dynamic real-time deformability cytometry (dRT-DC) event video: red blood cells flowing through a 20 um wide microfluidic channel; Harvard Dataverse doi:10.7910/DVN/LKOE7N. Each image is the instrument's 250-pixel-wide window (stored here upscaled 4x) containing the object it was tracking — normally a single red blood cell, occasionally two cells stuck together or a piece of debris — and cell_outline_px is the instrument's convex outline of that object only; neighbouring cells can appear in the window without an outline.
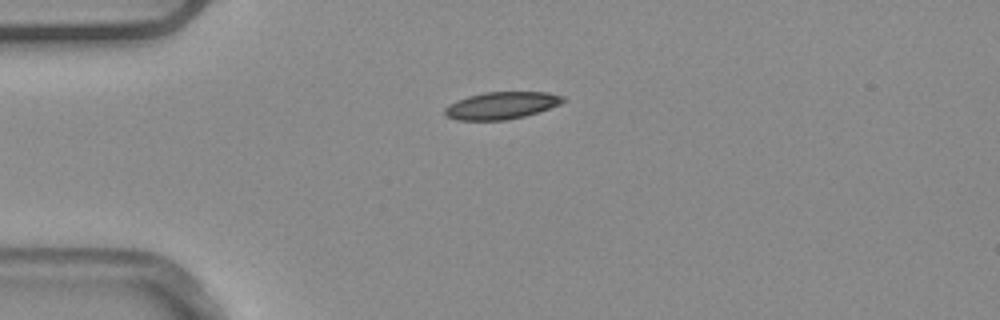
{"species": "common noctule bat (a hibernating species)", "species_latin": "Nyctalus noctula", "temperature_condition": "warm", "stored_images_in_passage": 2, "camera_frame_rate_fps": 3000, "um_per_image_px": 0.085, "animal": {"sex": "male", "body_mass_g": 20.4}, "frame": {"image": 1, "passage_image": 2, "time_ms": 0.333, "image_size_px": [1000, 320], "cell_outline_px": [[564, 100], [560, 104], [524, 116], [504, 120], [456, 120], [444, 116], [444, 108], [448, 104], [456, 100], [468, 96], [484, 92], [548, 92], [564, 96]], "centroid_in_image_um": [42.56, 8.96], "position_along_channel_um": 42.4, "area_um2": 18.73}}